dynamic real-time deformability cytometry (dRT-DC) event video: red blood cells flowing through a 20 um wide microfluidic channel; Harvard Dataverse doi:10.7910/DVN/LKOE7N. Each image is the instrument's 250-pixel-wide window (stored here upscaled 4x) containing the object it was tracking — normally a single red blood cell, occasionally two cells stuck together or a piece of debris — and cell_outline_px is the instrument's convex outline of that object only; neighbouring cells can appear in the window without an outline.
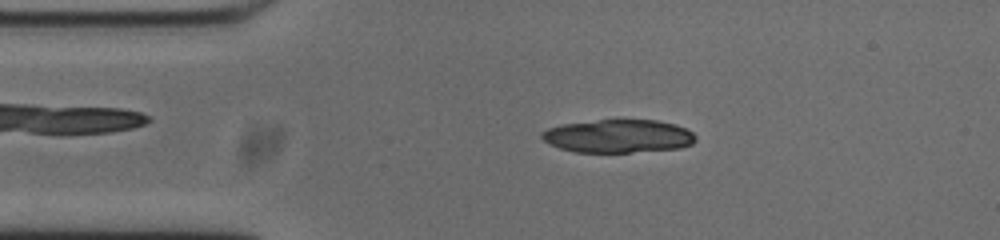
{"species": "common noctule bat (a hibernating species)", "species_latin": "Nyctalus noctula", "temperature_condition": "cold", "stored_images_in_passage": 52, "camera_frame_rate_fps": 3000, "um_per_image_px": 0.085, "animal": {"sex": "male", "body_mass_g": 20.0, "forearm_length_mm": 53.3}, "frame": {"image": 1, "passage_image": 9, "time_ms": 2.667, "image_size_px": [1000, 240], "cell_outline_px": [[696, 140], [692, 144], [680, 148], [632, 152], [576, 152], [560, 148], [548, 144], [540, 136], [540, 132], [548, 128], [564, 124], [600, 120], [656, 120], [676, 124], [692, 132], [696, 136]], "centroid_in_image_um": [52.55, 11.57], "position_along_channel_um": 32.4, "area_um2": 29.71}}